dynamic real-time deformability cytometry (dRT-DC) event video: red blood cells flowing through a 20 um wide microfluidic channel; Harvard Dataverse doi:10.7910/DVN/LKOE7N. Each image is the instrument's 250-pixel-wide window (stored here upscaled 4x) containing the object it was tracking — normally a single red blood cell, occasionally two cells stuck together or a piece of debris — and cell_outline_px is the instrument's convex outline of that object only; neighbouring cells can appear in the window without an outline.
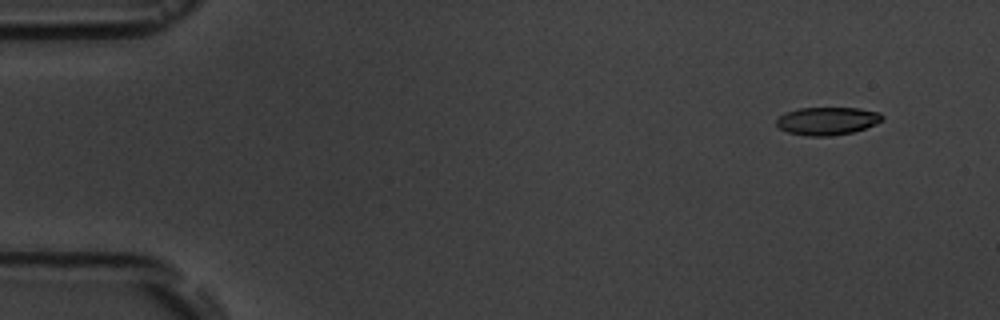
{"species": "common noctule bat (a hibernating species)", "species_latin": "Nyctalus noctula", "temperature_condition": "room temperature", "stored_images_in_passage": 5, "camera_frame_rate_fps": 3000, "um_per_image_px": 0.085, "animal": {"sex": "male", "body_mass_g": 19.5, "forearm_length_mm": 54.6}, "frame": {"image": 1, "passage_image": 2, "time_ms": 1.0, "image_size_px": [1000, 320], "cell_outline_px": [[884, 120], [876, 124], [852, 132], [832, 136], [808, 136], [788, 132], [780, 128], [776, 124], [776, 120], [784, 112], [800, 108], [860, 108], [880, 112], [884, 116]], "centroid_in_image_um": [70.34, 10.27], "position_along_channel_um": 14.7, "area_um2": 17.28}}